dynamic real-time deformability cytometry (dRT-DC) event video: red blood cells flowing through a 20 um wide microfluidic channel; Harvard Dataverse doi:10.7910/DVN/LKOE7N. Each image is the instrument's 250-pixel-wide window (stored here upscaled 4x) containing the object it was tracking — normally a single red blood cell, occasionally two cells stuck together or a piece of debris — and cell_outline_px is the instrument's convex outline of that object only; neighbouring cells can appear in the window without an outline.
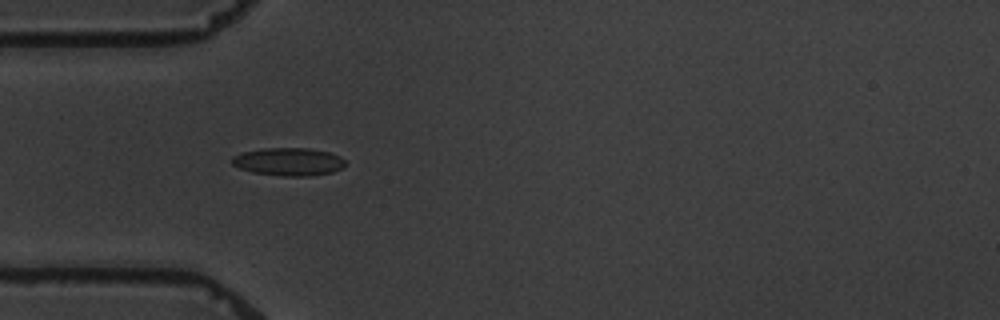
{"species": "common noctule bat (a hibernating species)", "species_latin": "Nyctalus noctula", "temperature_condition": "warm", "stored_images_in_passage": 5, "camera_frame_rate_fps": 3000, "um_per_image_px": 0.085, "animal": {"sex": "male", "body_mass_g": 19.5, "forearm_length_mm": 54.6}, "frame": {"image": 1, "passage_image": 4, "time_ms": 4.333, "image_size_px": [1000, 320], "cell_outline_px": [[344, 168], [332, 172], [308, 176], [284, 176], [252, 172], [240, 168], [232, 164], [232, 156], [244, 152], [264, 148], [308, 148], [328, 152], [340, 156], [344, 160]], "centroid_in_image_um": [24.54, 13.74], "position_along_channel_um": 60.5, "area_um2": 18.32}}
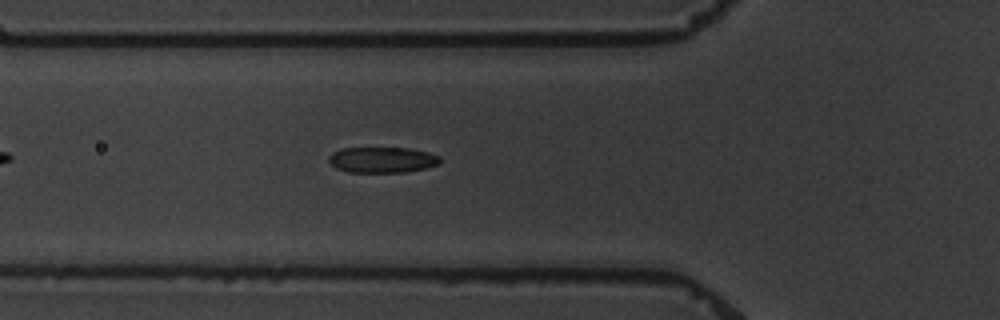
{"frame": {"image": 2, "passage_image": 5, "time_ms": 5.333, "image_size_px": [1000, 320], "cell_outline_px": [[440, 164], [408, 172], [348, 172], [336, 168], [328, 160], [328, 156], [332, 152], [340, 148], [408, 148], [428, 152], [440, 156]], "centroid_in_image_um": [32.48, 13.58], "position_along_channel_um": 93.3, "area_um2": 16.76}}